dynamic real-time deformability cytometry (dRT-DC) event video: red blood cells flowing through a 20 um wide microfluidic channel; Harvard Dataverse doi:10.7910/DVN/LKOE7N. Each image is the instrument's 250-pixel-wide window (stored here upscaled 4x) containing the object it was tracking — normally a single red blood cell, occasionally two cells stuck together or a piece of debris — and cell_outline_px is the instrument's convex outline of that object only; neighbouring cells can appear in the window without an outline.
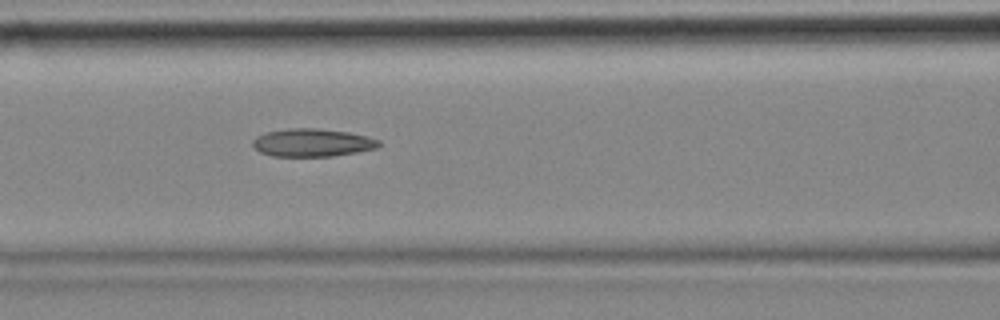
{"species": "common noctule bat (a hibernating species)", "species_latin": "Nyctalus noctula", "temperature_condition": "cold", "stored_images_in_passage": 4, "camera_frame_rate_fps": 3000, "um_per_image_px": 0.085, "animal": {"sex": "female", "body_mass_g": 18.4}, "frame": {"image": 1, "passage_image": 4, "time_ms": 1.0, "image_size_px": [1000, 320], "cell_outline_px": [[380, 144], [376, 148], [356, 152], [332, 156], [272, 156], [260, 152], [252, 144], [252, 140], [256, 136], [264, 132], [288, 128], [316, 128], [348, 132], [380, 140]], "centroid_in_image_um": [26.5, 12.12], "position_along_channel_um": 140.1, "area_um2": 20.46}}